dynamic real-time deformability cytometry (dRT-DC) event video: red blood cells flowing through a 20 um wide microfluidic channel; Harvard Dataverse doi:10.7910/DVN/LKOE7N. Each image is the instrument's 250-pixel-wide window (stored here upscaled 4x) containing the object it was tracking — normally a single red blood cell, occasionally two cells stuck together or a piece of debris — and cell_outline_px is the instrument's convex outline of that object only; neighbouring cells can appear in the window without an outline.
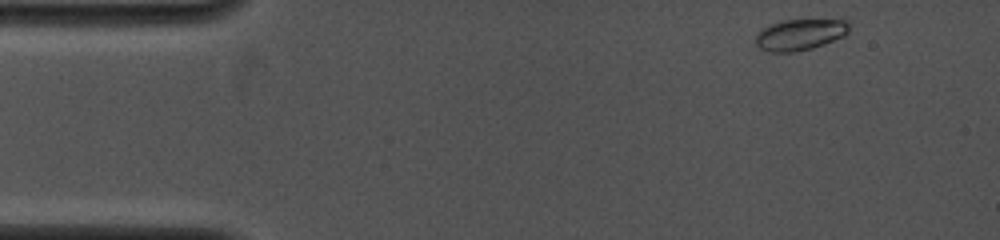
{"species": "common noctule bat (a hibernating species)", "species_latin": "Nyctalus noctula", "temperature_condition": "cold", "stored_images_in_passage": 32, "camera_frame_rate_fps": 4000, "um_per_image_px": 0.085, "animal": {"sex": "female", "body_mass_g": 19.0, "forearm_length_mm": 53.3}, "frame": {"image": 1, "passage_image": 1, "time_ms": 0.0, "image_size_px": [1000, 240], "cell_outline_px": [[848, 32], [844, 36], [824, 44], [812, 48], [792, 52], [768, 52], [760, 48], [756, 44], [756, 32], [760, 28], [780, 20], [844, 16], [848, 20]], "centroid_in_image_um": [68.06, 2.86], "position_along_channel_um": 16.9, "area_um2": 18.03}}
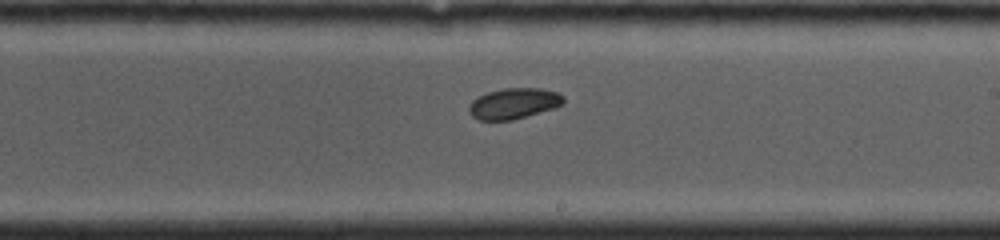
{"frame": {"image": 2, "passage_image": 20, "time_ms": 7.75, "image_size_px": [1000, 240], "cell_outline_px": [[564, 104], [556, 108], [512, 120], [480, 120], [472, 116], [468, 112], [468, 108], [472, 100], [476, 96], [488, 92], [504, 88], [540, 88], [556, 92], [564, 96]], "centroid_in_image_um": [43.67, 8.79], "position_along_channel_um": 245.3, "area_um2": 17.11}}
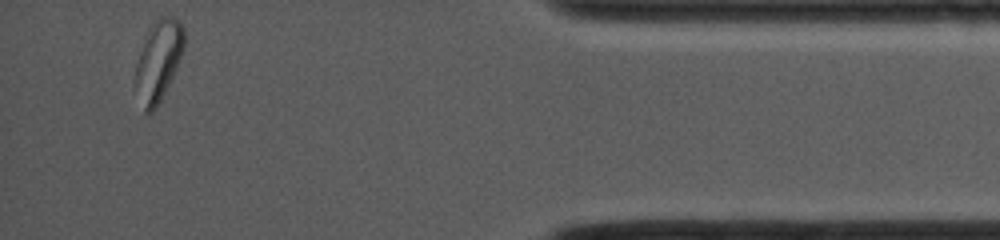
{"frame": {"image": 3, "passage_image": 32, "time_ms": 13.0, "image_size_px": [1000, 240], "cell_outline_px": [[184, 48], [180, 60], [156, 108], [152, 112], [144, 112], [136, 84], [136, 64], [140, 52], [152, 24], [160, 16], [176, 16], [180, 20], [184, 28]], "centroid_in_image_um": [13.51, 5.09], "position_along_channel_um": 421.7, "area_um2": 22.25}, "authors_computed_cell_mechanics": {"area_um2": 17.34, "velocity_mm_per_s": 4.0945, "shape_relaxation_time_tau1_ms": 2.5629, "shape_relaxation_time_tau2_ms": null, "deformation_change_tau1": 0.0656, "deformation_change_tau2": null}}